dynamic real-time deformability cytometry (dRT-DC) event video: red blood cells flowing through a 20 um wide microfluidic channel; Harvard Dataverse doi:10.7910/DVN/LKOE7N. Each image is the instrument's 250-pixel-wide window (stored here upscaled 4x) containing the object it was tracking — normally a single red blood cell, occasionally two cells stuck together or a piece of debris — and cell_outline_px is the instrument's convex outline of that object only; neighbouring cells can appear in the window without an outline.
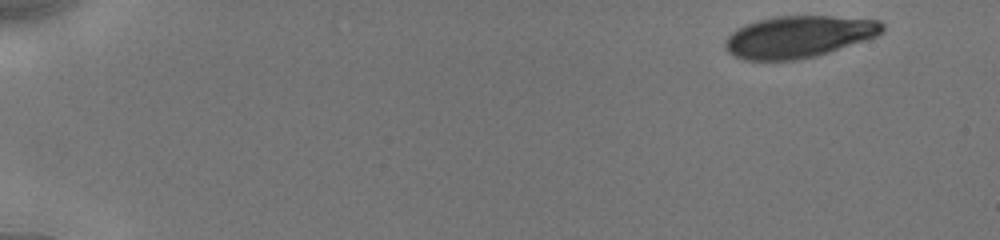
{"species": "human", "species_latin": "Homo sapiens", "temperature_condition": "cold", "stored_images_in_passage": 20, "camera_frame_rate_fps": 3000, "um_per_image_px": 0.085, "donor": {"sex": "male"}, "frame": {"image": 1, "passage_image": 1, "time_ms": 0.0, "image_size_px": [1000, 240], "cell_outline_px": [[884, 32], [876, 36], [816, 56], [796, 60], [744, 60], [728, 52], [724, 44], [724, 40], [736, 28], [744, 24], [776, 16], [832, 16], [880, 20], [884, 24]], "centroid_in_image_um": [67.87, 3.11], "position_along_channel_um": 17.1, "area_um2": 38.26}}
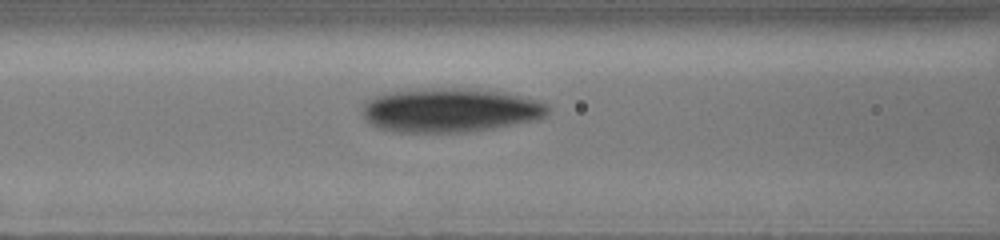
{"frame": {"image": 2, "passage_image": 12, "time_ms": 6.667, "image_size_px": [1000, 240], "cell_outline_px": [[548, 112], [540, 120], [468, 132], [400, 132], [376, 128], [368, 124], [364, 120], [364, 100], [384, 92], [428, 88], [464, 88], [504, 92], [536, 100], [548, 104]], "centroid_in_image_um": [38.22, 9.37], "position_along_channel_um": 128.4, "area_um2": 48.03}}
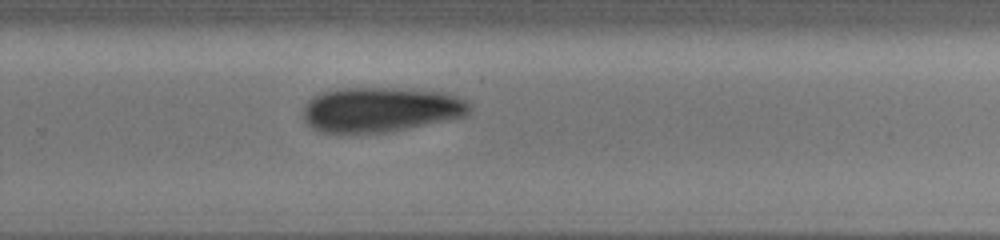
{"frame": {"image": 3, "passage_image": 20, "time_ms": 11.0, "image_size_px": [1000, 240], "cell_outline_px": [[472, 108], [468, 116], [392, 132], [320, 132], [312, 128], [304, 120], [304, 104], [312, 96], [324, 92], [340, 88], [412, 88], [444, 92], [460, 96], [472, 104]], "centroid_in_image_um": [32.43, 9.3], "position_along_channel_um": 297.4, "area_um2": 44.22}}